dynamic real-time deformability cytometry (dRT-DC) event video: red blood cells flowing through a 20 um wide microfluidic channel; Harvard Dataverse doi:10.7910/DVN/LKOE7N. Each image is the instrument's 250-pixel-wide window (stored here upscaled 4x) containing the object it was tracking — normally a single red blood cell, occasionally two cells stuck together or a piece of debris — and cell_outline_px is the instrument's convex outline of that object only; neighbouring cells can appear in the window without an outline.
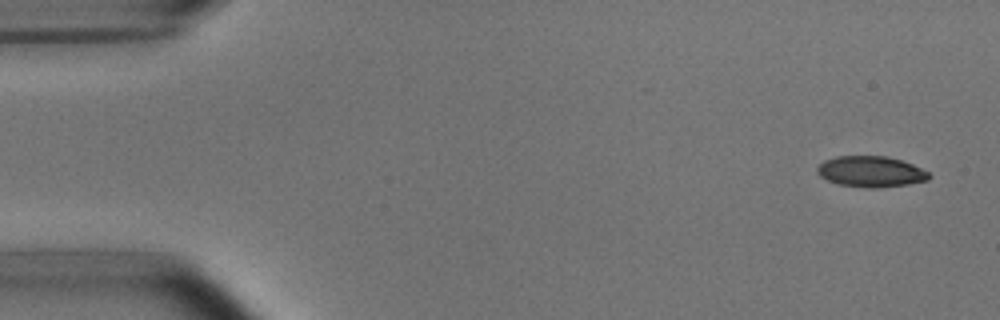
{"species": "common noctule bat (a hibernating species)", "species_latin": "Nyctalus noctula", "temperature_condition": "room temperature", "stored_images_in_passage": 5, "camera_frame_rate_fps": 3000, "um_per_image_px": 0.085, "animal": {"sex": "male", "body_mass_g": 15.6}, "frame": {"image": 1, "passage_image": 1, "time_ms": 0.0, "image_size_px": [1000, 320], "cell_outline_px": [[932, 176], [928, 180], [908, 184], [876, 188], [868, 188], [840, 184], [828, 180], [820, 176], [816, 172], [816, 168], [824, 160], [836, 156], [888, 156], [912, 164], [928, 172]], "centroid_in_image_um": [74.01, 14.58], "position_along_channel_um": 11.0, "area_um2": 20.06}}
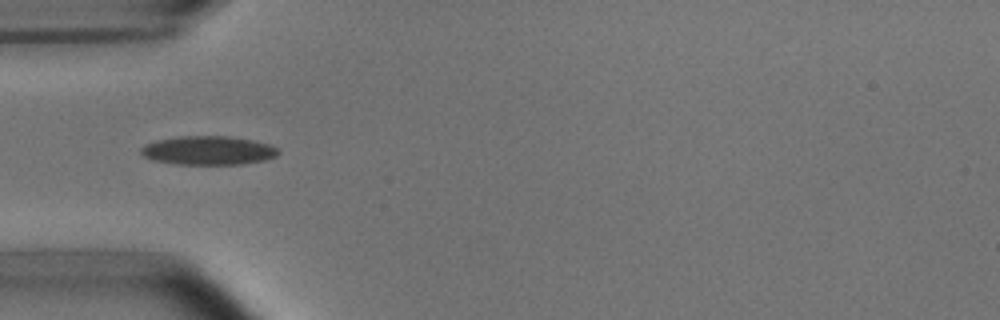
{"frame": {"image": 2, "passage_image": 5, "time_ms": 4.667, "image_size_px": [1000, 320], "cell_outline_px": [[280, 152], [276, 156], [268, 160], [240, 164], [176, 164], [152, 160], [144, 156], [140, 152], [140, 148], [144, 144], [156, 140], [180, 136], [228, 136], [252, 140], [268, 144], [276, 148]], "centroid_in_image_um": [17.68, 12.79], "position_along_channel_um": 67.3, "area_um2": 23.12}}